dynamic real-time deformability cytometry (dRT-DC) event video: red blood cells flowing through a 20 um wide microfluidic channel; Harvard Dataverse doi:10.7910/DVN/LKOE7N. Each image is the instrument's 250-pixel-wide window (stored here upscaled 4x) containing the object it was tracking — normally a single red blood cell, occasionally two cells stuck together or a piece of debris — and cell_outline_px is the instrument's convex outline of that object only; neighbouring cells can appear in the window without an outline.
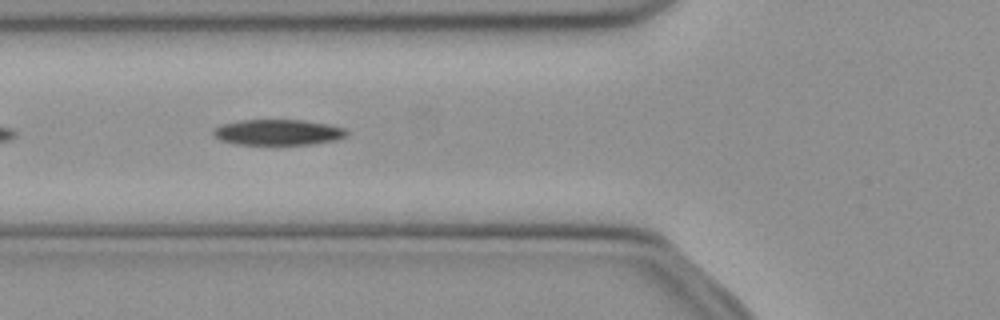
{"species": "common noctule bat (a hibernating species)", "species_latin": "Nyctalus noctula", "temperature_condition": "cold", "stored_images_in_passage": 14, "camera_frame_rate_fps": 3000, "um_per_image_px": 0.085, "animal": {"sex": "female", "body_mass_g": 21.9}, "frame": {"image": 1, "passage_image": 5, "time_ms": 1.333, "image_size_px": [1000, 320], "cell_outline_px": [[348, 136], [336, 140], [312, 144], [236, 144], [220, 140], [212, 132], [220, 124], [240, 120], [304, 120], [328, 124], [344, 128], [348, 132]], "centroid_in_image_um": [23.66, 11.24], "position_along_channel_um": 102.1, "area_um2": 19.94}}
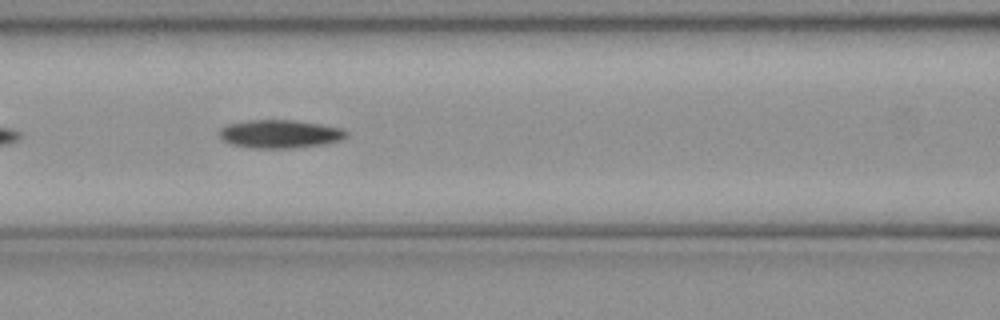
{"frame": {"image": 2, "passage_image": 8, "time_ms": 2.333, "image_size_px": [1000, 320], "cell_outline_px": [[348, 136], [340, 140], [324, 144], [296, 148], [252, 148], [232, 144], [224, 140], [216, 132], [220, 128], [228, 124], [248, 120], [296, 120], [344, 128], [348, 132]], "centroid_in_image_um": [23.81, 11.38], "position_along_channel_um": 142.8, "area_um2": 21.1}}